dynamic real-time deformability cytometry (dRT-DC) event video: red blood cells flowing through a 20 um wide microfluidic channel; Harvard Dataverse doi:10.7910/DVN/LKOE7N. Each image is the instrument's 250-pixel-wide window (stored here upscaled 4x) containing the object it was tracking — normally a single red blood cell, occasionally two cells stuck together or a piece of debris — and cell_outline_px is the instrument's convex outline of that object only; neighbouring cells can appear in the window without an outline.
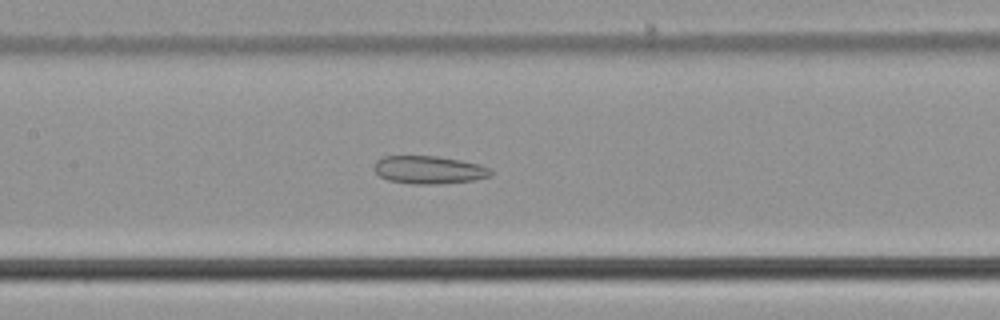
{"species": "common noctule bat (a hibernating species)", "species_latin": "Nyctalus noctula", "temperature_condition": "cold", "stored_images_in_passage": 48, "camera_frame_rate_fps": 3000, "um_per_image_px": 0.085, "animal": {"sex": "male", "body_mass_g": 21.5, "forearm_length_mm": 52.0}, "frame": {"image": 1, "passage_image": 20, "time_ms": 6.333, "image_size_px": [1000, 320], "cell_outline_px": [[492, 176], [476, 180], [436, 184], [412, 184], [388, 180], [380, 176], [372, 168], [376, 160], [384, 156], [436, 156], [460, 160], [480, 164], [488, 168], [492, 172]], "centroid_in_image_um": [36.45, 14.44], "position_along_channel_um": 171.0, "area_um2": 19.07}}
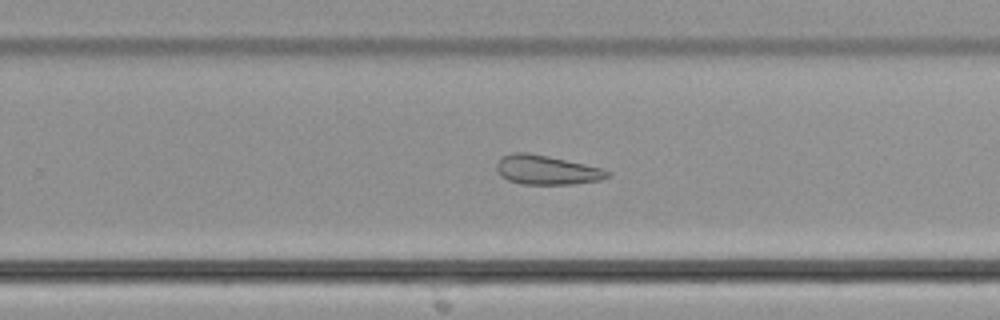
{"frame": {"image": 2, "passage_image": 29, "time_ms": 9.333, "image_size_px": [1000, 320], "cell_outline_px": [[612, 172], [608, 176], [600, 180], [572, 184], [520, 184], [508, 180], [500, 176], [496, 172], [496, 164], [500, 156], [512, 152], [528, 152], [548, 156], [584, 164], [600, 168]], "centroid_in_image_um": [46.39, 14.44], "position_along_channel_um": 283.4, "area_um2": 19.02}}
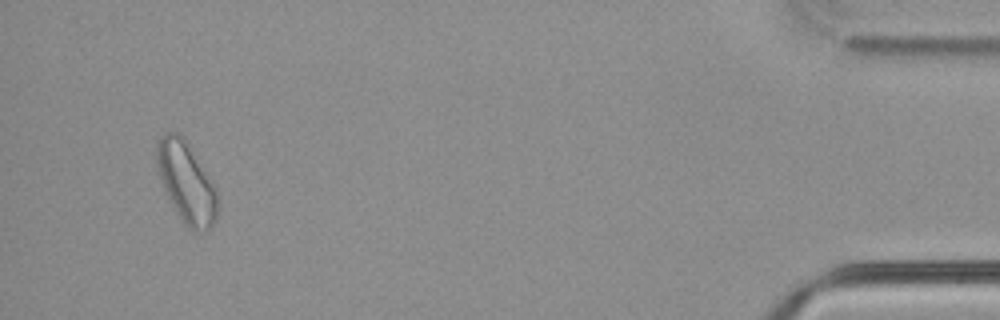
{"frame": {"image": 3, "passage_image": 46, "time_ms": 15.0, "image_size_px": [1000, 320], "cell_outline_px": [[216, 220], [204, 232], [192, 232], [180, 220], [164, 188], [156, 164], [156, 144], [160, 136], [164, 132], [176, 132], [184, 136], [216, 188]], "centroid_in_image_um": [15.82, 15.49], "position_along_channel_um": 419.4, "area_um2": 28.5}, "authors_computed_cell_mechanics": {"area_um2": 22.5709, "velocity_mm_per_s": 3.7581, "shape_relaxation_time_tau1_ms": null, "shape_relaxation_time_tau2_ms": 10.8928, "deformation_change_tau1": null, "deformation_change_tau2": 0.2116}}